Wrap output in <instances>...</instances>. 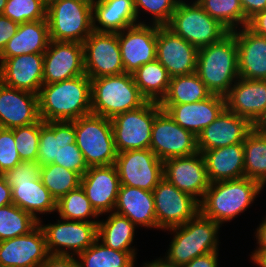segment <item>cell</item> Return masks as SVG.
<instances>
[{
  "mask_svg": "<svg viewBox=\"0 0 266 267\" xmlns=\"http://www.w3.org/2000/svg\"><path fill=\"white\" fill-rule=\"evenodd\" d=\"M39 115L44 122L74 121L91 113V79L86 75L42 85Z\"/></svg>",
  "mask_w": 266,
  "mask_h": 267,
  "instance_id": "cell-1",
  "label": "cell"
},
{
  "mask_svg": "<svg viewBox=\"0 0 266 267\" xmlns=\"http://www.w3.org/2000/svg\"><path fill=\"white\" fill-rule=\"evenodd\" d=\"M262 189L258 181L246 177L210 183L200 199V213L221 225L244 212Z\"/></svg>",
  "mask_w": 266,
  "mask_h": 267,
  "instance_id": "cell-2",
  "label": "cell"
},
{
  "mask_svg": "<svg viewBox=\"0 0 266 267\" xmlns=\"http://www.w3.org/2000/svg\"><path fill=\"white\" fill-rule=\"evenodd\" d=\"M196 73L212 94L225 96L238 72V48L231 31L218 42L198 51Z\"/></svg>",
  "mask_w": 266,
  "mask_h": 267,
  "instance_id": "cell-3",
  "label": "cell"
},
{
  "mask_svg": "<svg viewBox=\"0 0 266 267\" xmlns=\"http://www.w3.org/2000/svg\"><path fill=\"white\" fill-rule=\"evenodd\" d=\"M219 227L220 224L199 212L185 224L168 228L175 232V235L163 261L168 265L180 267L198 256L218 251Z\"/></svg>",
  "mask_w": 266,
  "mask_h": 267,
  "instance_id": "cell-4",
  "label": "cell"
},
{
  "mask_svg": "<svg viewBox=\"0 0 266 267\" xmlns=\"http://www.w3.org/2000/svg\"><path fill=\"white\" fill-rule=\"evenodd\" d=\"M147 101L135 84L132 74L91 79L92 114L112 119L141 107Z\"/></svg>",
  "mask_w": 266,
  "mask_h": 267,
  "instance_id": "cell-5",
  "label": "cell"
},
{
  "mask_svg": "<svg viewBox=\"0 0 266 267\" xmlns=\"http://www.w3.org/2000/svg\"><path fill=\"white\" fill-rule=\"evenodd\" d=\"M93 0H55L47 5L46 20L52 41L83 43L93 32Z\"/></svg>",
  "mask_w": 266,
  "mask_h": 267,
  "instance_id": "cell-6",
  "label": "cell"
},
{
  "mask_svg": "<svg viewBox=\"0 0 266 267\" xmlns=\"http://www.w3.org/2000/svg\"><path fill=\"white\" fill-rule=\"evenodd\" d=\"M76 144L89 167L115 164V147L111 119L88 114L74 120Z\"/></svg>",
  "mask_w": 266,
  "mask_h": 267,
  "instance_id": "cell-7",
  "label": "cell"
},
{
  "mask_svg": "<svg viewBox=\"0 0 266 267\" xmlns=\"http://www.w3.org/2000/svg\"><path fill=\"white\" fill-rule=\"evenodd\" d=\"M166 26L198 49L218 42L230 32L197 1L190 5L180 0Z\"/></svg>",
  "mask_w": 266,
  "mask_h": 267,
  "instance_id": "cell-8",
  "label": "cell"
},
{
  "mask_svg": "<svg viewBox=\"0 0 266 267\" xmlns=\"http://www.w3.org/2000/svg\"><path fill=\"white\" fill-rule=\"evenodd\" d=\"M160 110V103L147 101L137 109L112 118L111 124L117 152L150 149L154 119Z\"/></svg>",
  "mask_w": 266,
  "mask_h": 267,
  "instance_id": "cell-9",
  "label": "cell"
},
{
  "mask_svg": "<svg viewBox=\"0 0 266 267\" xmlns=\"http://www.w3.org/2000/svg\"><path fill=\"white\" fill-rule=\"evenodd\" d=\"M157 229L185 224L200 212V203L193 196L180 191L166 178L153 189Z\"/></svg>",
  "mask_w": 266,
  "mask_h": 267,
  "instance_id": "cell-10",
  "label": "cell"
},
{
  "mask_svg": "<svg viewBox=\"0 0 266 267\" xmlns=\"http://www.w3.org/2000/svg\"><path fill=\"white\" fill-rule=\"evenodd\" d=\"M150 150L161 160L193 155L198 151L197 137L179 126L165 110L154 119Z\"/></svg>",
  "mask_w": 266,
  "mask_h": 267,
  "instance_id": "cell-11",
  "label": "cell"
},
{
  "mask_svg": "<svg viewBox=\"0 0 266 267\" xmlns=\"http://www.w3.org/2000/svg\"><path fill=\"white\" fill-rule=\"evenodd\" d=\"M85 74L90 79L124 73L118 33L93 31L83 42Z\"/></svg>",
  "mask_w": 266,
  "mask_h": 267,
  "instance_id": "cell-12",
  "label": "cell"
},
{
  "mask_svg": "<svg viewBox=\"0 0 266 267\" xmlns=\"http://www.w3.org/2000/svg\"><path fill=\"white\" fill-rule=\"evenodd\" d=\"M120 185L153 191L163 178V161L150 149L118 153L115 164Z\"/></svg>",
  "mask_w": 266,
  "mask_h": 267,
  "instance_id": "cell-13",
  "label": "cell"
},
{
  "mask_svg": "<svg viewBox=\"0 0 266 267\" xmlns=\"http://www.w3.org/2000/svg\"><path fill=\"white\" fill-rule=\"evenodd\" d=\"M67 221V222H66ZM49 255H78L97 240L98 222L66 220L62 223L41 225ZM68 250H73L70 253ZM70 253V254H69Z\"/></svg>",
  "mask_w": 266,
  "mask_h": 267,
  "instance_id": "cell-14",
  "label": "cell"
},
{
  "mask_svg": "<svg viewBox=\"0 0 266 267\" xmlns=\"http://www.w3.org/2000/svg\"><path fill=\"white\" fill-rule=\"evenodd\" d=\"M157 32L158 25L148 26L144 22L118 32L124 73L133 74L142 65L156 60Z\"/></svg>",
  "mask_w": 266,
  "mask_h": 267,
  "instance_id": "cell-15",
  "label": "cell"
},
{
  "mask_svg": "<svg viewBox=\"0 0 266 267\" xmlns=\"http://www.w3.org/2000/svg\"><path fill=\"white\" fill-rule=\"evenodd\" d=\"M84 74L83 43L50 40L44 53L43 85Z\"/></svg>",
  "mask_w": 266,
  "mask_h": 267,
  "instance_id": "cell-16",
  "label": "cell"
},
{
  "mask_svg": "<svg viewBox=\"0 0 266 267\" xmlns=\"http://www.w3.org/2000/svg\"><path fill=\"white\" fill-rule=\"evenodd\" d=\"M238 81V82H237ZM226 108L253 126L266 123V80L238 78L225 95Z\"/></svg>",
  "mask_w": 266,
  "mask_h": 267,
  "instance_id": "cell-17",
  "label": "cell"
},
{
  "mask_svg": "<svg viewBox=\"0 0 266 267\" xmlns=\"http://www.w3.org/2000/svg\"><path fill=\"white\" fill-rule=\"evenodd\" d=\"M163 177L180 191L193 196L199 202L197 196H202V199L210 185L205 159L200 152L165 160Z\"/></svg>",
  "mask_w": 266,
  "mask_h": 267,
  "instance_id": "cell-18",
  "label": "cell"
},
{
  "mask_svg": "<svg viewBox=\"0 0 266 267\" xmlns=\"http://www.w3.org/2000/svg\"><path fill=\"white\" fill-rule=\"evenodd\" d=\"M198 51L167 26L158 25L156 59L171 78L196 72Z\"/></svg>",
  "mask_w": 266,
  "mask_h": 267,
  "instance_id": "cell-19",
  "label": "cell"
},
{
  "mask_svg": "<svg viewBox=\"0 0 266 267\" xmlns=\"http://www.w3.org/2000/svg\"><path fill=\"white\" fill-rule=\"evenodd\" d=\"M49 256L43 229L0 241V267H39Z\"/></svg>",
  "mask_w": 266,
  "mask_h": 267,
  "instance_id": "cell-20",
  "label": "cell"
},
{
  "mask_svg": "<svg viewBox=\"0 0 266 267\" xmlns=\"http://www.w3.org/2000/svg\"><path fill=\"white\" fill-rule=\"evenodd\" d=\"M160 106L179 126L198 137L226 108V101L225 96L212 94L199 102Z\"/></svg>",
  "mask_w": 266,
  "mask_h": 267,
  "instance_id": "cell-21",
  "label": "cell"
},
{
  "mask_svg": "<svg viewBox=\"0 0 266 267\" xmlns=\"http://www.w3.org/2000/svg\"><path fill=\"white\" fill-rule=\"evenodd\" d=\"M246 118L225 108L222 113L197 137L198 151H208L232 144L243 143L254 128Z\"/></svg>",
  "mask_w": 266,
  "mask_h": 267,
  "instance_id": "cell-22",
  "label": "cell"
},
{
  "mask_svg": "<svg viewBox=\"0 0 266 267\" xmlns=\"http://www.w3.org/2000/svg\"><path fill=\"white\" fill-rule=\"evenodd\" d=\"M81 187L98 215L112 212L120 188L116 166L89 167L81 177Z\"/></svg>",
  "mask_w": 266,
  "mask_h": 267,
  "instance_id": "cell-23",
  "label": "cell"
},
{
  "mask_svg": "<svg viewBox=\"0 0 266 267\" xmlns=\"http://www.w3.org/2000/svg\"><path fill=\"white\" fill-rule=\"evenodd\" d=\"M40 120L38 95L0 82V127L14 129Z\"/></svg>",
  "mask_w": 266,
  "mask_h": 267,
  "instance_id": "cell-24",
  "label": "cell"
},
{
  "mask_svg": "<svg viewBox=\"0 0 266 267\" xmlns=\"http://www.w3.org/2000/svg\"><path fill=\"white\" fill-rule=\"evenodd\" d=\"M43 69L44 54L6 58L0 63V82L38 95L43 85Z\"/></svg>",
  "mask_w": 266,
  "mask_h": 267,
  "instance_id": "cell-25",
  "label": "cell"
},
{
  "mask_svg": "<svg viewBox=\"0 0 266 267\" xmlns=\"http://www.w3.org/2000/svg\"><path fill=\"white\" fill-rule=\"evenodd\" d=\"M232 32L238 48L239 77L266 80V37L255 34L247 26Z\"/></svg>",
  "mask_w": 266,
  "mask_h": 267,
  "instance_id": "cell-26",
  "label": "cell"
},
{
  "mask_svg": "<svg viewBox=\"0 0 266 267\" xmlns=\"http://www.w3.org/2000/svg\"><path fill=\"white\" fill-rule=\"evenodd\" d=\"M137 19L134 0L92 1V28L95 32L118 33L137 25ZM96 21L102 27L96 25Z\"/></svg>",
  "mask_w": 266,
  "mask_h": 267,
  "instance_id": "cell-27",
  "label": "cell"
},
{
  "mask_svg": "<svg viewBox=\"0 0 266 267\" xmlns=\"http://www.w3.org/2000/svg\"><path fill=\"white\" fill-rule=\"evenodd\" d=\"M114 210L136 226L157 228L153 191L120 185Z\"/></svg>",
  "mask_w": 266,
  "mask_h": 267,
  "instance_id": "cell-28",
  "label": "cell"
},
{
  "mask_svg": "<svg viewBox=\"0 0 266 267\" xmlns=\"http://www.w3.org/2000/svg\"><path fill=\"white\" fill-rule=\"evenodd\" d=\"M76 143L74 121L44 122L40 119V138L37 162L43 166L61 163V154Z\"/></svg>",
  "mask_w": 266,
  "mask_h": 267,
  "instance_id": "cell-29",
  "label": "cell"
},
{
  "mask_svg": "<svg viewBox=\"0 0 266 267\" xmlns=\"http://www.w3.org/2000/svg\"><path fill=\"white\" fill-rule=\"evenodd\" d=\"M199 152L205 159L210 183L244 177L243 143Z\"/></svg>",
  "mask_w": 266,
  "mask_h": 267,
  "instance_id": "cell-30",
  "label": "cell"
},
{
  "mask_svg": "<svg viewBox=\"0 0 266 267\" xmlns=\"http://www.w3.org/2000/svg\"><path fill=\"white\" fill-rule=\"evenodd\" d=\"M50 42L47 20L19 24L15 35L0 54V63L6 58L27 54H44Z\"/></svg>",
  "mask_w": 266,
  "mask_h": 267,
  "instance_id": "cell-31",
  "label": "cell"
},
{
  "mask_svg": "<svg viewBox=\"0 0 266 267\" xmlns=\"http://www.w3.org/2000/svg\"><path fill=\"white\" fill-rule=\"evenodd\" d=\"M12 202L30 213L35 219L37 213H51L57 210V201L42 184L40 177L32 181H15L11 188Z\"/></svg>",
  "mask_w": 266,
  "mask_h": 267,
  "instance_id": "cell-32",
  "label": "cell"
},
{
  "mask_svg": "<svg viewBox=\"0 0 266 267\" xmlns=\"http://www.w3.org/2000/svg\"><path fill=\"white\" fill-rule=\"evenodd\" d=\"M244 177L266 184V128L255 126L244 142Z\"/></svg>",
  "mask_w": 266,
  "mask_h": 267,
  "instance_id": "cell-33",
  "label": "cell"
},
{
  "mask_svg": "<svg viewBox=\"0 0 266 267\" xmlns=\"http://www.w3.org/2000/svg\"><path fill=\"white\" fill-rule=\"evenodd\" d=\"M132 75L141 94L148 101L160 103L166 96L171 77L157 59L142 65Z\"/></svg>",
  "mask_w": 266,
  "mask_h": 267,
  "instance_id": "cell-34",
  "label": "cell"
},
{
  "mask_svg": "<svg viewBox=\"0 0 266 267\" xmlns=\"http://www.w3.org/2000/svg\"><path fill=\"white\" fill-rule=\"evenodd\" d=\"M135 226L127 217L113 212L105 222L98 221L97 239L114 250L135 251V248L129 247L135 236Z\"/></svg>",
  "mask_w": 266,
  "mask_h": 267,
  "instance_id": "cell-35",
  "label": "cell"
},
{
  "mask_svg": "<svg viewBox=\"0 0 266 267\" xmlns=\"http://www.w3.org/2000/svg\"><path fill=\"white\" fill-rule=\"evenodd\" d=\"M212 95L196 72L172 77L168 92L160 104H186L202 101Z\"/></svg>",
  "mask_w": 266,
  "mask_h": 267,
  "instance_id": "cell-36",
  "label": "cell"
},
{
  "mask_svg": "<svg viewBox=\"0 0 266 267\" xmlns=\"http://www.w3.org/2000/svg\"><path fill=\"white\" fill-rule=\"evenodd\" d=\"M99 242L78 254V267H134L135 251H118Z\"/></svg>",
  "mask_w": 266,
  "mask_h": 267,
  "instance_id": "cell-37",
  "label": "cell"
},
{
  "mask_svg": "<svg viewBox=\"0 0 266 267\" xmlns=\"http://www.w3.org/2000/svg\"><path fill=\"white\" fill-rule=\"evenodd\" d=\"M39 177L56 201L81 185L77 172L54 163L41 166Z\"/></svg>",
  "mask_w": 266,
  "mask_h": 267,
  "instance_id": "cell-38",
  "label": "cell"
},
{
  "mask_svg": "<svg viewBox=\"0 0 266 267\" xmlns=\"http://www.w3.org/2000/svg\"><path fill=\"white\" fill-rule=\"evenodd\" d=\"M38 224L30 213L13 203L0 207V241L28 234Z\"/></svg>",
  "mask_w": 266,
  "mask_h": 267,
  "instance_id": "cell-39",
  "label": "cell"
},
{
  "mask_svg": "<svg viewBox=\"0 0 266 267\" xmlns=\"http://www.w3.org/2000/svg\"><path fill=\"white\" fill-rule=\"evenodd\" d=\"M197 3L230 32L236 30L239 24L246 26V17L240 0H197Z\"/></svg>",
  "mask_w": 266,
  "mask_h": 267,
  "instance_id": "cell-40",
  "label": "cell"
},
{
  "mask_svg": "<svg viewBox=\"0 0 266 267\" xmlns=\"http://www.w3.org/2000/svg\"><path fill=\"white\" fill-rule=\"evenodd\" d=\"M62 220H74L84 222H98L86 220L88 217L99 216L90 204L81 185L62 196L57 201V210Z\"/></svg>",
  "mask_w": 266,
  "mask_h": 267,
  "instance_id": "cell-41",
  "label": "cell"
},
{
  "mask_svg": "<svg viewBox=\"0 0 266 267\" xmlns=\"http://www.w3.org/2000/svg\"><path fill=\"white\" fill-rule=\"evenodd\" d=\"M2 14L18 24L46 20L47 4L44 0H7Z\"/></svg>",
  "mask_w": 266,
  "mask_h": 267,
  "instance_id": "cell-42",
  "label": "cell"
},
{
  "mask_svg": "<svg viewBox=\"0 0 266 267\" xmlns=\"http://www.w3.org/2000/svg\"><path fill=\"white\" fill-rule=\"evenodd\" d=\"M16 148L21 161H37L40 120L26 126L13 129Z\"/></svg>",
  "mask_w": 266,
  "mask_h": 267,
  "instance_id": "cell-43",
  "label": "cell"
},
{
  "mask_svg": "<svg viewBox=\"0 0 266 267\" xmlns=\"http://www.w3.org/2000/svg\"><path fill=\"white\" fill-rule=\"evenodd\" d=\"M180 0H134L136 15L138 17L141 8L153 15V24L166 26L174 13ZM140 8V9H139Z\"/></svg>",
  "mask_w": 266,
  "mask_h": 267,
  "instance_id": "cell-44",
  "label": "cell"
},
{
  "mask_svg": "<svg viewBox=\"0 0 266 267\" xmlns=\"http://www.w3.org/2000/svg\"><path fill=\"white\" fill-rule=\"evenodd\" d=\"M21 159L18 155L13 129L0 127V175L13 169Z\"/></svg>",
  "mask_w": 266,
  "mask_h": 267,
  "instance_id": "cell-45",
  "label": "cell"
},
{
  "mask_svg": "<svg viewBox=\"0 0 266 267\" xmlns=\"http://www.w3.org/2000/svg\"><path fill=\"white\" fill-rule=\"evenodd\" d=\"M41 165L37 161H21L13 169L2 174L6 183L12 188L15 181H32L40 176Z\"/></svg>",
  "mask_w": 266,
  "mask_h": 267,
  "instance_id": "cell-46",
  "label": "cell"
},
{
  "mask_svg": "<svg viewBox=\"0 0 266 267\" xmlns=\"http://www.w3.org/2000/svg\"><path fill=\"white\" fill-rule=\"evenodd\" d=\"M77 172L81 177L88 170L84 157L76 143L71 144L61 154V163H54Z\"/></svg>",
  "mask_w": 266,
  "mask_h": 267,
  "instance_id": "cell-47",
  "label": "cell"
},
{
  "mask_svg": "<svg viewBox=\"0 0 266 267\" xmlns=\"http://www.w3.org/2000/svg\"><path fill=\"white\" fill-rule=\"evenodd\" d=\"M19 24L13 22L8 17L0 14V54L4 50L8 41L15 35Z\"/></svg>",
  "mask_w": 266,
  "mask_h": 267,
  "instance_id": "cell-48",
  "label": "cell"
},
{
  "mask_svg": "<svg viewBox=\"0 0 266 267\" xmlns=\"http://www.w3.org/2000/svg\"><path fill=\"white\" fill-rule=\"evenodd\" d=\"M78 259L73 255H49L39 267H77Z\"/></svg>",
  "mask_w": 266,
  "mask_h": 267,
  "instance_id": "cell-49",
  "label": "cell"
},
{
  "mask_svg": "<svg viewBox=\"0 0 266 267\" xmlns=\"http://www.w3.org/2000/svg\"><path fill=\"white\" fill-rule=\"evenodd\" d=\"M240 3L246 17V26L253 16L266 9V0H240Z\"/></svg>",
  "mask_w": 266,
  "mask_h": 267,
  "instance_id": "cell-50",
  "label": "cell"
},
{
  "mask_svg": "<svg viewBox=\"0 0 266 267\" xmlns=\"http://www.w3.org/2000/svg\"><path fill=\"white\" fill-rule=\"evenodd\" d=\"M218 252H210L194 258L189 263L180 267H218Z\"/></svg>",
  "mask_w": 266,
  "mask_h": 267,
  "instance_id": "cell-51",
  "label": "cell"
},
{
  "mask_svg": "<svg viewBox=\"0 0 266 267\" xmlns=\"http://www.w3.org/2000/svg\"><path fill=\"white\" fill-rule=\"evenodd\" d=\"M247 27L259 36L266 37V9L253 16Z\"/></svg>",
  "mask_w": 266,
  "mask_h": 267,
  "instance_id": "cell-52",
  "label": "cell"
},
{
  "mask_svg": "<svg viewBox=\"0 0 266 267\" xmlns=\"http://www.w3.org/2000/svg\"><path fill=\"white\" fill-rule=\"evenodd\" d=\"M11 187L6 183L2 175H0V207L12 204Z\"/></svg>",
  "mask_w": 266,
  "mask_h": 267,
  "instance_id": "cell-53",
  "label": "cell"
},
{
  "mask_svg": "<svg viewBox=\"0 0 266 267\" xmlns=\"http://www.w3.org/2000/svg\"><path fill=\"white\" fill-rule=\"evenodd\" d=\"M256 237L258 239L259 248L254 252H266V218L259 225L256 233Z\"/></svg>",
  "mask_w": 266,
  "mask_h": 267,
  "instance_id": "cell-54",
  "label": "cell"
},
{
  "mask_svg": "<svg viewBox=\"0 0 266 267\" xmlns=\"http://www.w3.org/2000/svg\"><path fill=\"white\" fill-rule=\"evenodd\" d=\"M251 258L259 267H266V252H254Z\"/></svg>",
  "mask_w": 266,
  "mask_h": 267,
  "instance_id": "cell-55",
  "label": "cell"
},
{
  "mask_svg": "<svg viewBox=\"0 0 266 267\" xmlns=\"http://www.w3.org/2000/svg\"><path fill=\"white\" fill-rule=\"evenodd\" d=\"M145 266L143 267H174V266H171V265H168L166 264L163 259H159V260H154L152 261L151 263H145L144 264Z\"/></svg>",
  "mask_w": 266,
  "mask_h": 267,
  "instance_id": "cell-56",
  "label": "cell"
},
{
  "mask_svg": "<svg viewBox=\"0 0 266 267\" xmlns=\"http://www.w3.org/2000/svg\"><path fill=\"white\" fill-rule=\"evenodd\" d=\"M6 1L7 0H0V14H2L5 9Z\"/></svg>",
  "mask_w": 266,
  "mask_h": 267,
  "instance_id": "cell-57",
  "label": "cell"
},
{
  "mask_svg": "<svg viewBox=\"0 0 266 267\" xmlns=\"http://www.w3.org/2000/svg\"><path fill=\"white\" fill-rule=\"evenodd\" d=\"M45 1V3L48 5L50 2H53V1H55V0H44Z\"/></svg>",
  "mask_w": 266,
  "mask_h": 267,
  "instance_id": "cell-58",
  "label": "cell"
}]
</instances>
